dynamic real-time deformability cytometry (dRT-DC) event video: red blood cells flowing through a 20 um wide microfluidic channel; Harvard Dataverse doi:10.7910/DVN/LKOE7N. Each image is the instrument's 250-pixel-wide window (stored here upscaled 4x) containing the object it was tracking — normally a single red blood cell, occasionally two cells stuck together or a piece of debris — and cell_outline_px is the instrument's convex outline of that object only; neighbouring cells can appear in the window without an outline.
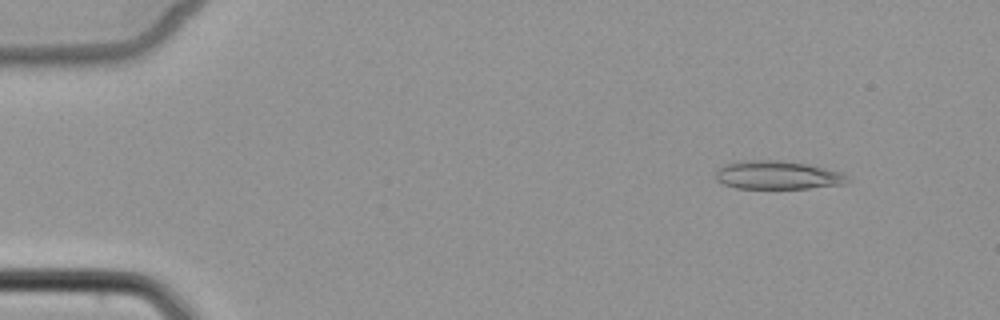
{"species": "common noctule bat (a hibernating species)", "species_latin": "Nyctalus noctula", "temperature_condition": "cold", "stored_images_in_passage": 7, "camera_frame_rate_fps": 3000, "um_per_image_px": 0.085, "animal": {"sex": "female", "body_mass_g": 22.7, "forearm_length_mm": 54.2}, "frame": {"image": 1, "passage_image": 2, "time_ms": 1.0, "image_size_px": [1000, 320], "cell_outline_px": [[852, 180], [844, 184], [808, 188], [736, 188], [724, 184], [716, 180], [716, 168], [728, 164], [748, 160], [780, 160], [808, 164], [844, 172]], "centroid_in_image_um": [66.15, 14.88], "position_along_channel_um": 18.9, "area_um2": 21.91}}
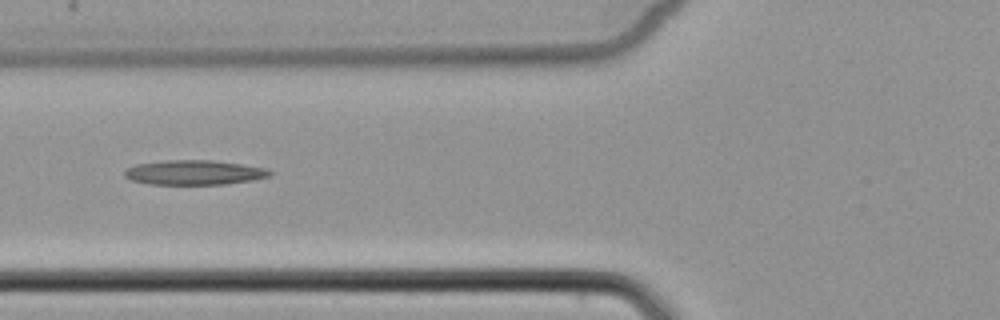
{"frame": {"image": 2, "passage_image": 6, "time_ms": 6.0, "image_size_px": [1000, 320], "cell_outline_px": [[272, 176], [252, 180], [224, 184], [148, 184], [132, 180], [124, 176], [124, 172], [128, 168], [136, 164], [168, 160], [212, 160], [244, 164], [268, 168], [272, 172]], "centroid_in_image_um": [16.56, 14.66], "position_along_channel_um": 109.2, "area_um2": 20.92}}
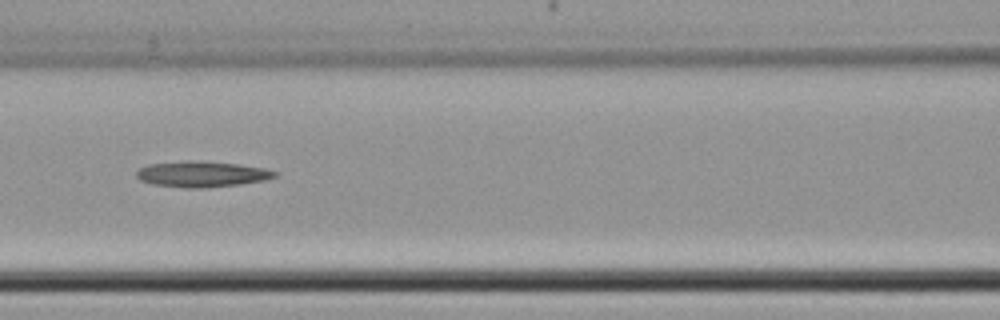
{"frame": {"image": 3, "passage_image": 7, "time_ms": 7.0, "image_size_px": [1000, 320], "cell_outline_px": [[280, 172], [276, 176], [264, 180], [240, 184], [208, 188], [188, 188], [152, 184], [140, 180], [136, 176], [136, 172], [140, 168], [148, 164], [184, 160], [196, 160], [240, 164], [264, 168]], "centroid_in_image_um": [17.16, 14.79], "position_along_channel_um": 149.4, "area_um2": 21.04}}